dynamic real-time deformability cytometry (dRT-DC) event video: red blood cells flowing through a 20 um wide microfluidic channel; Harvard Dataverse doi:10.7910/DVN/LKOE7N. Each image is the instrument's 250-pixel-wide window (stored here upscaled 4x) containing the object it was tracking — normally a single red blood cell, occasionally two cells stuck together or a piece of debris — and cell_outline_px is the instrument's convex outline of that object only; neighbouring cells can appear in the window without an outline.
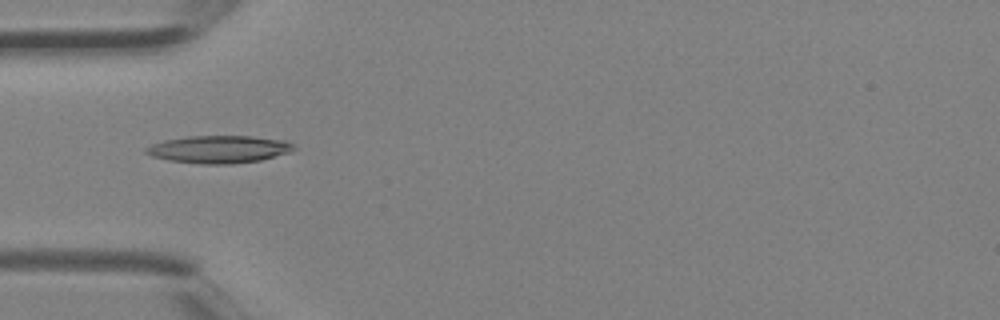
{"species": "Egyptian fruit bat (a non-hibernating species)", "species_latin": "Rousettus aegyptiacus", "temperature_condition": "room temperature", "stored_images_in_passage": 5, "camera_frame_rate_fps": 3000, "um_per_image_px": 0.085, "animal": {"sex": "female"}, "frame": {"image": 1, "passage_image": 4, "time_ms": 1.0, "image_size_px": [1000, 320], "cell_outline_px": [[296, 148], [292, 152], [260, 160], [228, 164], [200, 164], [168, 160], [152, 156], [144, 152], [144, 148], [152, 144], [164, 140], [188, 136], [252, 136], [284, 140], [292, 144]], "centroid_in_image_um": [18.6, 12.69], "position_along_channel_um": 66.4, "area_um2": 23.76}}
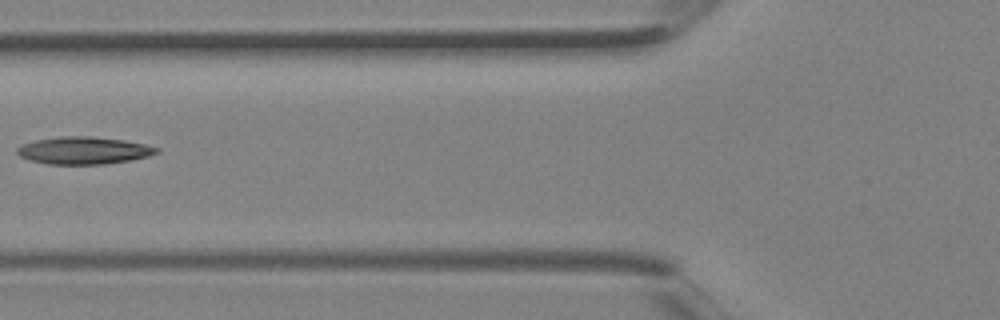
{"frame": {"image": 2, "passage_image": 5, "time_ms": 1.333, "image_size_px": [1000, 320], "cell_outline_px": [[160, 152], [148, 156], [128, 160], [104, 164], [48, 164], [28, 160], [20, 156], [16, 152], [16, 148], [24, 144], [36, 140], [60, 136], [92, 136], [124, 140], [144, 144], [160, 148]], "centroid_in_image_um": [7.11, 12.79], "position_along_channel_um": 118.7, "area_um2": 22.2}}